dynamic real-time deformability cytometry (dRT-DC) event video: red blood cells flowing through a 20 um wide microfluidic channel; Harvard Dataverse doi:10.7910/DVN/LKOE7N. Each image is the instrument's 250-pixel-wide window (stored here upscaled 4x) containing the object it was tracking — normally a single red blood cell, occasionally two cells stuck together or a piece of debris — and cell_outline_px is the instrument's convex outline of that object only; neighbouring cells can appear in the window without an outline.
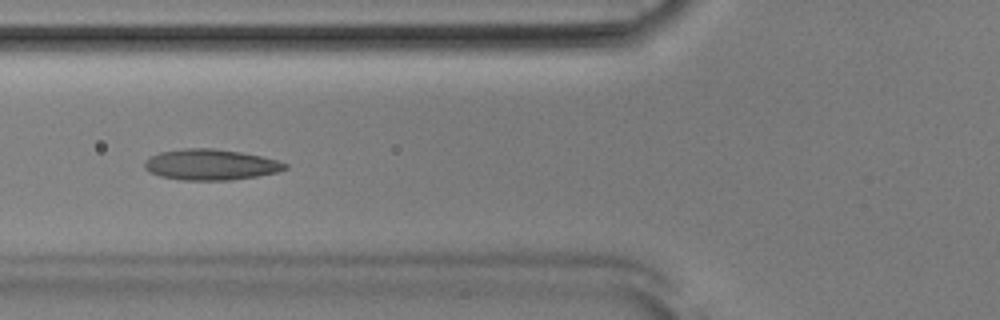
{"species": "Egyptian fruit bat (a non-hibernating species)", "species_latin": "Rousettus aegyptiacus", "temperature_condition": "room temperature", "stored_images_in_passage": 52, "camera_frame_rate_fps": 3000, "um_per_image_px": 0.085, "animal": {"sex": "male"}, "frame": {"image": 1, "passage_image": 20, "time_ms": 6.333, "image_size_px": [1000, 320], "cell_outline_px": [[288, 168], [276, 172], [256, 176], [232, 180], [184, 180], [160, 176], [148, 172], [144, 168], [144, 160], [160, 152], [184, 148], [212, 148], [240, 152], [260, 156], [276, 160], [288, 164]], "centroid_in_image_um": [17.87, 13.99], "position_along_channel_um": 107.9, "area_um2": 25.14}}
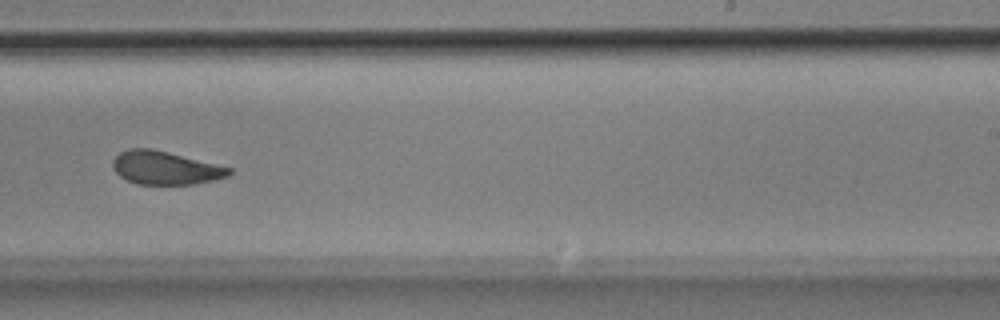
{"frame": {"image": 2, "passage_image": 33, "time_ms": 10.667, "image_size_px": [1000, 320], "cell_outline_px": [[232, 172], [228, 176], [212, 180], [192, 184], [136, 184], [120, 176], [112, 168], [112, 160], [120, 152], [128, 148], [152, 148], [232, 168]], "centroid_in_image_um": [14.01, 14.26], "position_along_channel_um": 275.0, "area_um2": 22.43}}
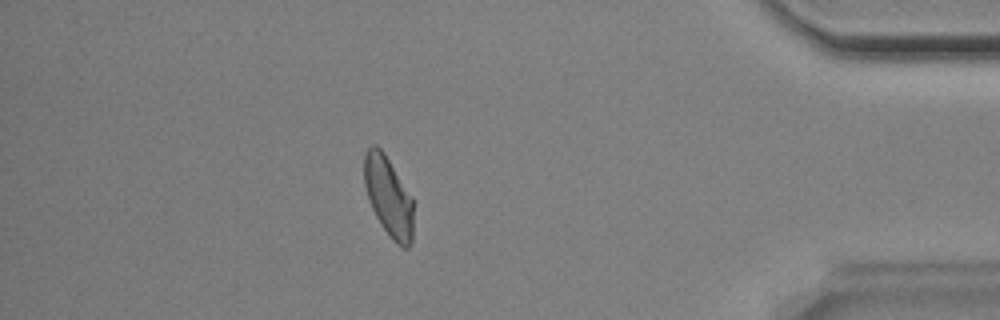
{"frame": {"image": 3, "passage_image": 46, "time_ms": 15.0, "image_size_px": [1000, 320], "cell_outline_px": [[412, 240], [408, 248], [404, 248], [396, 244], [392, 240], [380, 224], [372, 208], [364, 184], [364, 152], [372, 144], [376, 144], [384, 152], [412, 196]], "centroid_in_image_um": [33.01, 16.69], "position_along_channel_um": 402.2, "area_um2": 22.89}, "authors_computed_cell_mechanics": {"area_um2": 23.8714, "velocity_mm_per_s": 3.8579, "shape_relaxation_time_tau1_ms": 5.4028, "shape_relaxation_time_tau2_ms": 1.2515, "deformation_change_tau1": 0.1414, "deformation_change_tau2": 0.0704}}